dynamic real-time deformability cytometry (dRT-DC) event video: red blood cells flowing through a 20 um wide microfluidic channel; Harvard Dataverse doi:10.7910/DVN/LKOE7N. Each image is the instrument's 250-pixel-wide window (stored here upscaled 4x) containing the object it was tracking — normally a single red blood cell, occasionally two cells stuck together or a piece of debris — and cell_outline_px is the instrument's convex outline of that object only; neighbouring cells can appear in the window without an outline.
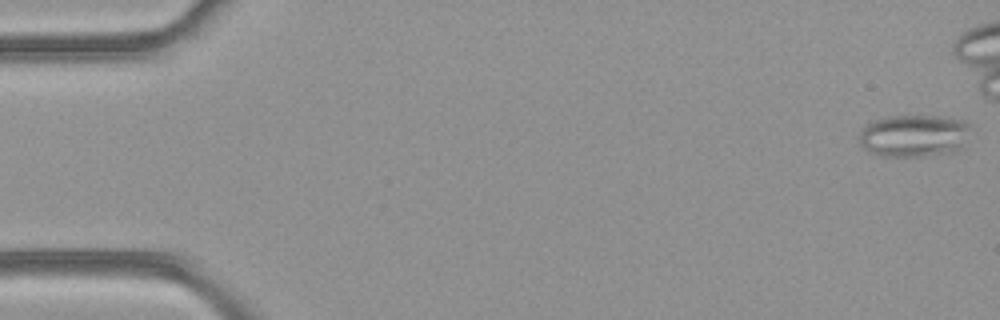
{"species": "common noctule bat (a hibernating species)", "species_latin": "Nyctalus noctula", "temperature_condition": "room temperature", "stored_images_in_passage": 41, "camera_frame_rate_fps": 3000, "um_per_image_px": 0.085, "animal": {"sex": "female", "body_mass_g": 21.9}, "frame": {"image": 1, "passage_image": 1, "time_ms": 0.0, "image_size_px": [1000, 320], "cell_outline_px": [[968, 128], [960, 148], [952, 152], [920, 156], [880, 156], [864, 148], [860, 144], [860, 132], [868, 124], [876, 120], [892, 116], [936, 116], [964, 120], [968, 124]], "centroid_in_image_um": [77.65, 11.54], "position_along_channel_um": 7.4, "area_um2": 26.76}}
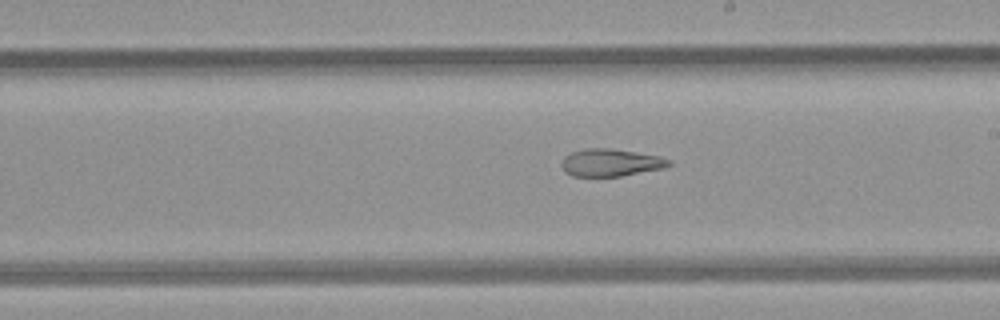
{"frame": {"image": 2, "passage_image": 29, "time_ms": 9.333, "image_size_px": [1000, 320], "cell_outline_px": [[672, 164], [664, 168], [620, 176], [572, 176], [564, 172], [560, 164], [564, 156], [572, 152], [584, 148], [608, 148], [660, 156], [668, 160]], "centroid_in_image_um": [51.85, 13.82], "position_along_channel_um": 237.1, "area_um2": 17.11}}
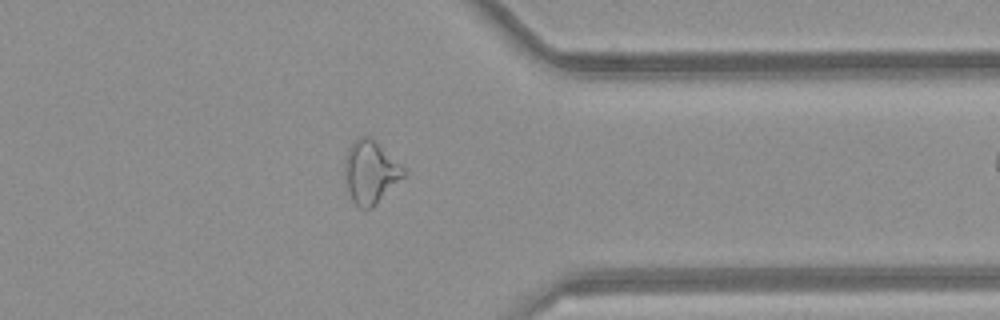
{"frame": {"image": 3, "passage_image": 40, "time_ms": 13.0, "image_size_px": [1000, 320], "cell_outline_px": [[408, 172], [372, 208], [360, 208], [352, 200], [348, 192], [344, 168], [344, 160], [348, 148], [360, 136], [372, 136]], "centroid_in_image_um": [31.48, 14.6], "position_along_channel_um": 379.9, "area_um2": 21.5}}